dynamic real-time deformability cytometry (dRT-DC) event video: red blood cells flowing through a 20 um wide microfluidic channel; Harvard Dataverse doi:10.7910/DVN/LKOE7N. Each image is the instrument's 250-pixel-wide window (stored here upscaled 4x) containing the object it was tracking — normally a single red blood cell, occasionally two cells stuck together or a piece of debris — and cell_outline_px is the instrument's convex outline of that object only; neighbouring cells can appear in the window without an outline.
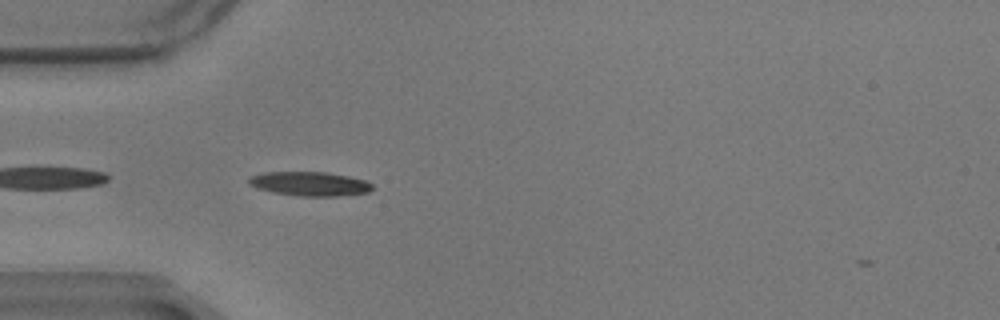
{"species": "common noctule bat (a hibernating species)", "species_latin": "Nyctalus noctula", "temperature_condition": "warm", "stored_images_in_passage": 44, "camera_frame_rate_fps": 3000, "um_per_image_px": 0.085, "animal": {"sex": "male", "body_mass_g": 17.9}, "frame": {"image": 1, "passage_image": 2, "time_ms": 0.333, "image_size_px": [1000, 320], "cell_outline_px": [[372, 188], [368, 192], [336, 196], [300, 196], [272, 192], [256, 188], [248, 184], [248, 180], [252, 176], [264, 172], [328, 172], [348, 176], [364, 180], [372, 184]], "centroid_in_image_um": [26.3, 15.62], "position_along_channel_um": 58.7, "area_um2": 17.28}}
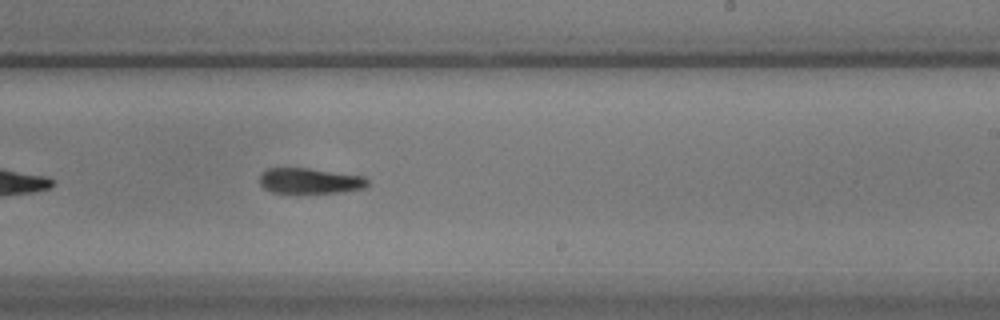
{"frame": {"image": 2, "passage_image": 20, "time_ms": 6.333, "image_size_px": [1000, 320], "cell_outline_px": [[368, 188], [344, 192], [272, 192], [264, 188], [260, 184], [260, 172], [268, 168], [308, 168], [364, 176], [368, 180]], "centroid_in_image_um": [26.37, 15.36], "position_along_channel_um": 262.6, "area_um2": 16.07}}
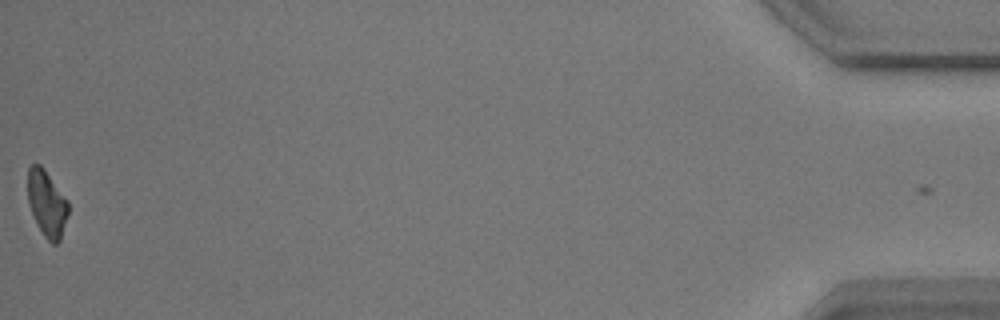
{"frame": {"image": 3, "passage_image": 43, "time_ms": 14.0, "image_size_px": [1000, 320], "cell_outline_px": [[68, 212], [60, 240], [56, 244], [52, 244], [44, 236], [36, 224], [28, 204], [28, 168], [32, 164], [40, 164], [44, 168], [68, 200]], "centroid_in_image_um": [3.97, 17.29], "position_along_channel_um": 431.2, "area_um2": 15.66}, "authors_computed_cell_mechanics": {"area_um2": 16.7909, "velocity_mm_per_s": 3.4585, "shape_relaxation_time_tau1_ms": 4.2511, "shape_relaxation_time_tau2_ms": 10.0591, "deformation_change_tau1": 0.1532, "deformation_change_tau2": 0.1865}}